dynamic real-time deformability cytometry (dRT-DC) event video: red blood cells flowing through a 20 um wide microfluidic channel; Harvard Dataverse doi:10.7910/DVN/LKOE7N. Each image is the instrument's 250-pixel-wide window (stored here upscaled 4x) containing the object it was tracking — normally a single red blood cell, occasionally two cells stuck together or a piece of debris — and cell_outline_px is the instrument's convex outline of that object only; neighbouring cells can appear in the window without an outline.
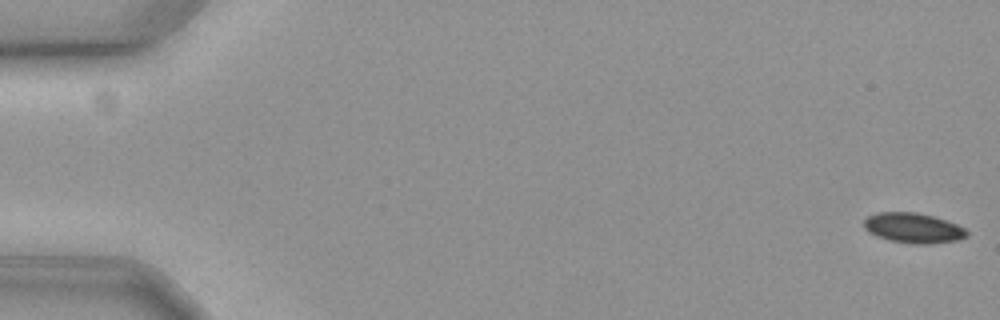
{"species": "common noctule bat (a hibernating species)", "species_latin": "Nyctalus noctula", "temperature_condition": "cold", "stored_images_in_passage": 59, "camera_frame_rate_fps": 3000, "um_per_image_px": 0.085, "animal": {"sex": "female", "body_mass_g": 19.3, "forearm_length_mm": 54.1}, "frame": {"image": 1, "passage_image": 1, "time_ms": 0.0, "image_size_px": [1000, 320], "cell_outline_px": [[968, 236], [956, 240], [932, 244], [912, 244], [888, 240], [876, 236], [868, 232], [864, 228], [864, 220], [868, 216], [876, 212], [916, 212], [932, 216], [956, 224], [964, 228], [968, 232]], "centroid_in_image_um": [77.59, 19.38], "position_along_channel_um": 7.4, "area_um2": 18.09}}
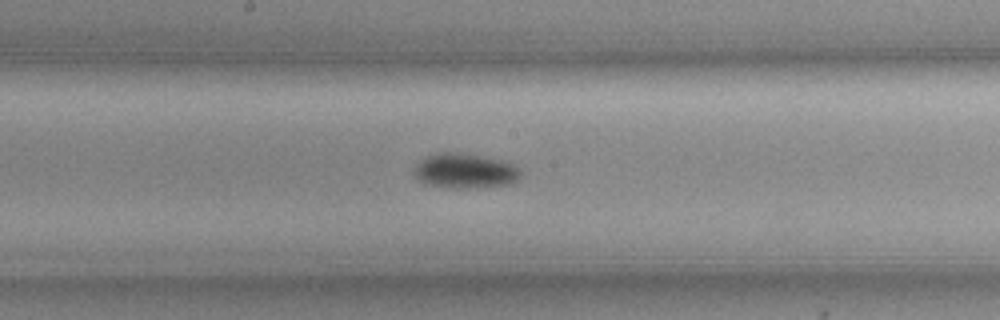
{"frame": {"image": 2, "passage_image": 32, "time_ms": 10.333, "image_size_px": [1000, 320], "cell_outline_px": [[520, 176], [512, 184], [476, 188], [448, 188], [424, 184], [412, 172], [412, 168], [420, 160], [436, 152], [456, 152], [500, 160], [512, 164], [520, 168]], "centroid_in_image_um": [39.48, 14.54], "position_along_channel_um": 208.7, "area_um2": 21.79}}
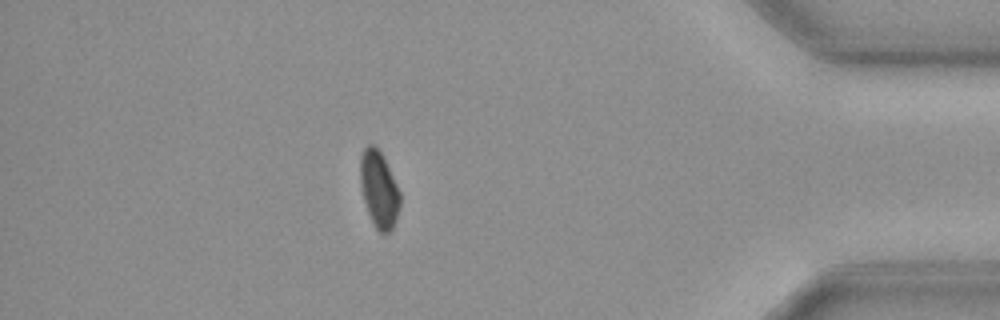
{"frame": {"image": 3, "passage_image": 52, "time_ms": 17.0, "image_size_px": [1000, 320], "cell_outline_px": [[400, 204], [396, 220], [392, 228], [384, 236], [376, 228], [368, 212], [364, 200], [360, 184], [360, 156], [364, 148], [368, 144], [372, 144], [380, 152], [400, 192]], "centroid_in_image_um": [32.2, 16.12], "position_along_channel_um": 403.0, "area_um2": 17.46}, "authors_computed_cell_mechanics": {"area_um2": 18.9006, "velocity_mm_per_s": 3.5699, "shape_relaxation_time_tau1_ms": 2.7353, "shape_relaxation_time_tau2_ms": null, "deformation_change_tau1": 0.0359, "deformation_change_tau2": null}}